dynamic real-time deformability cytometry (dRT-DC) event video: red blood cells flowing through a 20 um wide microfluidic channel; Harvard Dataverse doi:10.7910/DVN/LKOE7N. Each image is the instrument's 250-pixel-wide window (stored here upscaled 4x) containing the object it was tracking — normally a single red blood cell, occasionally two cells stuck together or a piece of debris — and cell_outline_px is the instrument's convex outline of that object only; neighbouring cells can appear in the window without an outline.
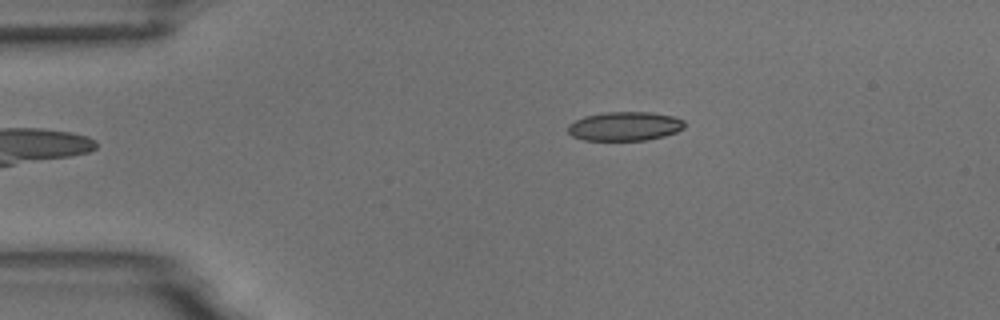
{"species": "common noctule bat (a hibernating species)", "species_latin": "Nyctalus noctula", "temperature_condition": "room temperature", "stored_images_in_passage": 37, "camera_frame_rate_fps": 3000, "um_per_image_px": 0.085, "animal": {"sex": "male", "body_mass_g": 18.8}, "frame": {"image": 1, "passage_image": 1, "time_ms": 0.0, "image_size_px": [1000, 320], "cell_outline_px": [[684, 128], [676, 132], [664, 136], [644, 140], [584, 140], [572, 136], [568, 132], [568, 124], [584, 116], [604, 112], [652, 112], [672, 116], [684, 120]], "centroid_in_image_um": [53.1, 10.72], "position_along_channel_um": 31.9, "area_um2": 19.71}}
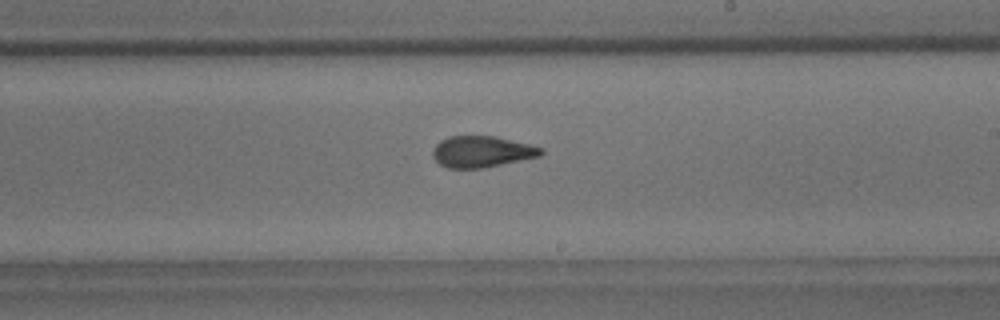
{"frame": {"image": 2, "passage_image": 22, "time_ms": 7.0, "image_size_px": [1000, 320], "cell_outline_px": [[544, 152], [540, 156], [480, 168], [448, 168], [440, 164], [432, 156], [432, 148], [440, 140], [448, 136], [492, 136], [528, 144], [544, 148]], "centroid_in_image_um": [40.91, 12.88], "position_along_channel_um": 248.1, "area_um2": 19.54}}
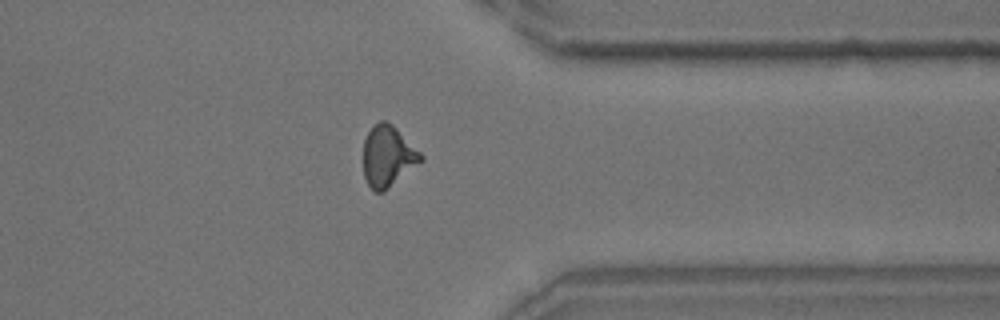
{"frame": {"image": 3, "passage_image": 33, "time_ms": 10.667, "image_size_px": [1000, 320], "cell_outline_px": [[424, 160], [384, 192], [376, 192], [368, 184], [364, 176], [364, 140], [368, 132], [380, 120], [384, 120], [392, 124], [424, 156]], "centroid_in_image_um": [32.98, 13.3], "position_along_channel_um": 378.4, "area_um2": 20.29}, "authors_computed_cell_mechanics": {"area_um2": 20.1144, "velocity_mm_per_s": 3.735, "shape_relaxation_time_tau1_ms": 7.8737, "shape_relaxation_time_tau2_ms": 1.7431, "deformation_change_tau1": 0.1836, "deformation_change_tau2": 0.0912}}